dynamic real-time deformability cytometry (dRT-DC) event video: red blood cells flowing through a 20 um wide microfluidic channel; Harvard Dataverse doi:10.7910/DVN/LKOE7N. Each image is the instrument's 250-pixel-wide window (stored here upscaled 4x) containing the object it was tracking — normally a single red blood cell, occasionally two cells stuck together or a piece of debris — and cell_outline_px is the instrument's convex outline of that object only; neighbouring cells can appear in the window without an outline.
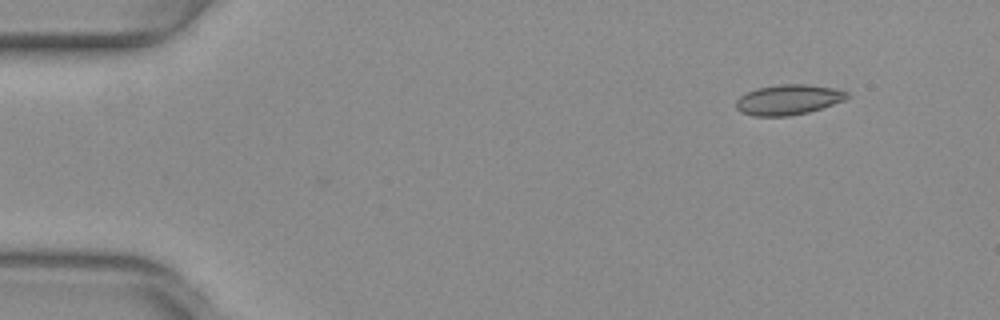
{"species": "common noctule bat (a hibernating species)", "species_latin": "Nyctalus noctula", "temperature_condition": "warm", "stored_images_in_passage": 9, "camera_frame_rate_fps": 3000, "um_per_image_px": 0.085, "animal": {"sex": "female", "body_mass_g": 29.2, "forearm_length_mm": 56.3}, "frame": {"image": 1, "passage_image": 1, "time_ms": 0.0, "image_size_px": [1000, 320], "cell_outline_px": [[848, 96], [844, 100], [808, 112], [788, 116], [752, 116], [740, 112], [736, 108], [736, 100], [744, 92], [756, 88], [780, 84], [804, 84], [832, 88], [848, 92]], "centroid_in_image_um": [66.93, 8.47], "position_along_channel_um": 18.1, "area_um2": 19.48}}